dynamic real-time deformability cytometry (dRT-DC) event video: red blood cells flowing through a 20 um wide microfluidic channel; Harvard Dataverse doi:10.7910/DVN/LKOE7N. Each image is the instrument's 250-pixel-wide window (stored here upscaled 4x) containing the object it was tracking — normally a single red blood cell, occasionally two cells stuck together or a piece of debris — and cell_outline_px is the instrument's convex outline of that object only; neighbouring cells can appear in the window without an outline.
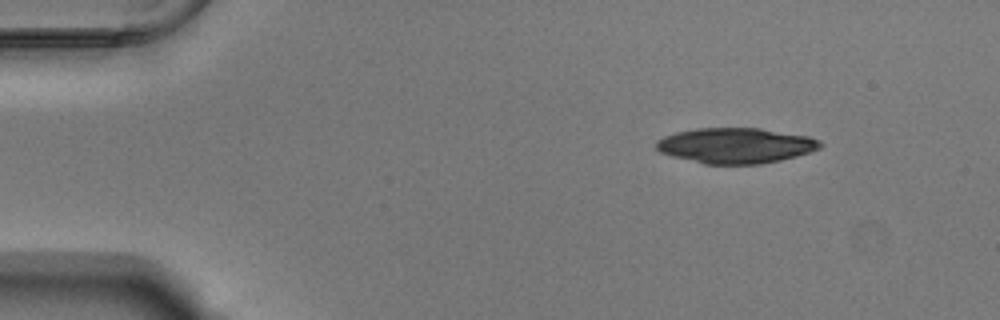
{"species": "Egyptian fruit bat (a non-hibernating species)", "species_latin": "Rousettus aegyptiacus", "temperature_condition": "warm", "stored_images_in_passage": 11, "camera_frame_rate_fps": 3000, "um_per_image_px": 0.085, "animal": {"sex": "male"}, "frame": {"image": 1, "passage_image": 1, "time_ms": 0.0, "image_size_px": [1000, 320], "cell_outline_px": [[824, 144], [820, 148], [796, 156], [780, 160], [760, 164], [704, 164], [672, 156], [660, 152], [656, 148], [656, 140], [664, 136], [676, 132], [696, 128], [760, 128], [808, 136], [820, 140]], "centroid_in_image_um": [62.52, 12.37], "position_along_channel_um": 22.5, "area_um2": 33.87}}